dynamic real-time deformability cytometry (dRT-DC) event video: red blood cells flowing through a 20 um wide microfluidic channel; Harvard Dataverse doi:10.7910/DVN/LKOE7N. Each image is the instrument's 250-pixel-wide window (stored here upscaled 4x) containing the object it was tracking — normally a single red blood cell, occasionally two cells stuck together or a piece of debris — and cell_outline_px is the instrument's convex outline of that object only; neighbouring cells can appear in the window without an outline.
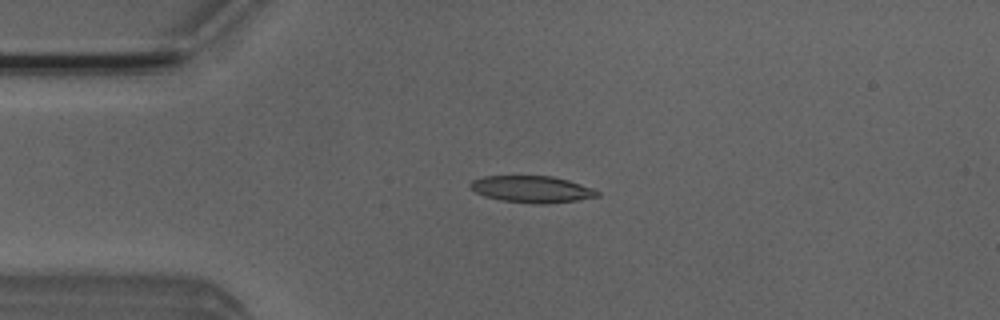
{"species": "Egyptian fruit bat (a non-hibernating species)", "species_latin": "Rousettus aegyptiacus", "temperature_condition": "room temperature", "stored_images_in_passage": 7, "camera_frame_rate_fps": 3000, "um_per_image_px": 0.085, "animal": {"sex": "male"}, "frame": {"image": 1, "passage_image": 3, "time_ms": 0.667, "image_size_px": [1000, 320], "cell_outline_px": [[600, 196], [576, 200], [548, 204], [536, 204], [500, 200], [484, 196], [476, 192], [468, 184], [472, 180], [484, 176], [552, 176], [568, 180], [592, 188], [600, 192]], "centroid_in_image_um": [45.21, 16.09], "position_along_channel_um": 39.8, "area_um2": 19.77}}
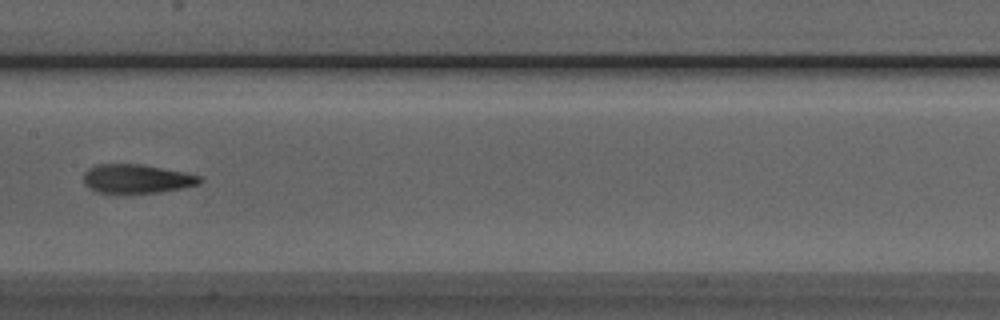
{"frame": {"image": 2, "passage_image": 7, "time_ms": 2.0, "image_size_px": [1000, 320], "cell_outline_px": [[204, 180], [200, 184], [184, 188], [160, 192], [120, 196], [96, 192], [84, 184], [84, 172], [88, 168], [96, 164], [140, 164], [184, 172], [200, 176]], "centroid_in_image_um": [11.59, 15.24], "position_along_channel_um": 195.8, "area_um2": 20.4}}